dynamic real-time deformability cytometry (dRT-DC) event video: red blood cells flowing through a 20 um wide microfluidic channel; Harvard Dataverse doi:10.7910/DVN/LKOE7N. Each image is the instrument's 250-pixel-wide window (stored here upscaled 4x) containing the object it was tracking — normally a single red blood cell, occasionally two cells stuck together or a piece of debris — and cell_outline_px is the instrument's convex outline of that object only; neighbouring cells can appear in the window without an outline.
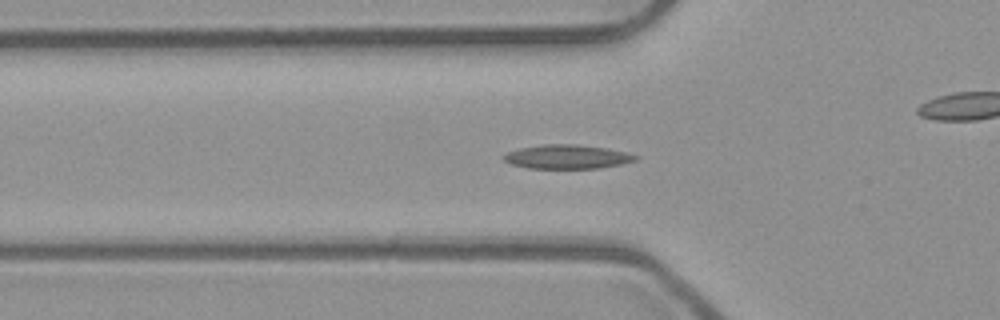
{"species": "common noctule bat (a hibernating species)", "species_latin": "Nyctalus noctula", "temperature_condition": "room temperature", "stored_images_in_passage": 37, "camera_frame_rate_fps": 3000, "um_per_image_px": 0.085, "animal": {"sex": "male", "body_mass_g": 23.1, "forearm_length_mm": 52.7}, "frame": {"image": 1, "passage_image": 2, "time_ms": 0.333, "image_size_px": [1000, 320], "cell_outline_px": [[640, 156], [636, 160], [620, 164], [600, 168], [528, 168], [512, 164], [504, 160], [500, 156], [508, 152], [520, 148], [544, 144], [576, 144], [604, 148], [624, 152]], "centroid_in_image_um": [48.18, 13.32], "position_along_channel_um": 77.6, "area_um2": 18.26}}
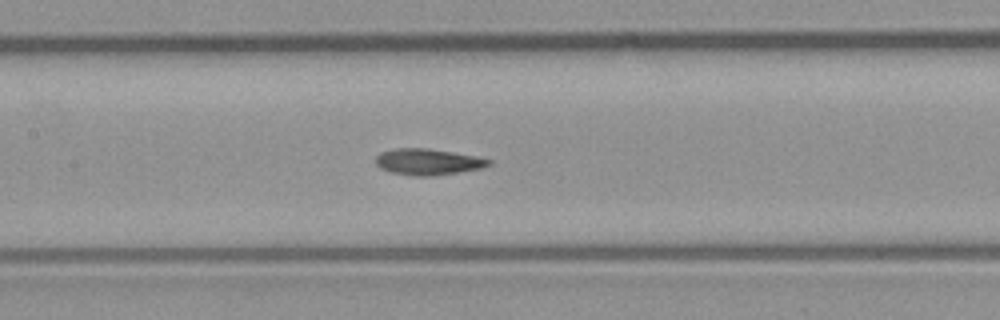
{"frame": {"image": 2, "passage_image": 9, "time_ms": 2.667, "image_size_px": [1000, 320], "cell_outline_px": [[492, 164], [484, 168], [460, 172], [432, 176], [412, 176], [388, 172], [380, 168], [376, 164], [376, 156], [380, 152], [396, 148], [428, 148], [476, 156], [492, 160]], "centroid_in_image_um": [36.38, 13.76], "position_along_channel_um": 171.0, "area_um2": 17.51}}
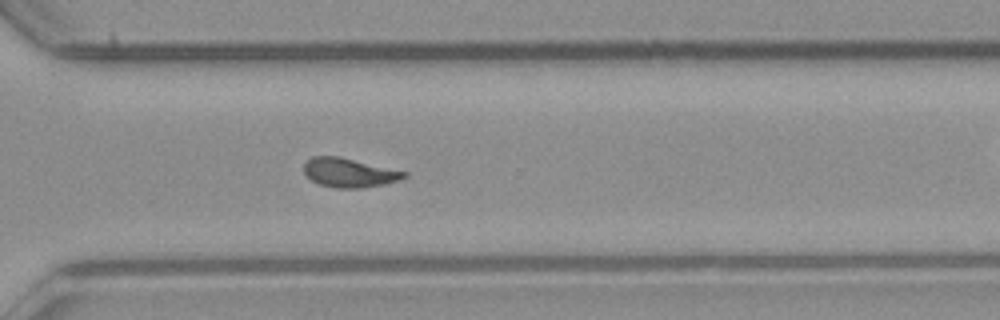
{"frame": {"image": 3, "passage_image": 22, "time_ms": 7.0, "image_size_px": [1000, 320], "cell_outline_px": [[408, 176], [400, 180], [384, 184], [360, 188], [336, 188], [320, 184], [312, 180], [304, 172], [304, 164], [312, 156], [340, 156], [408, 172]], "centroid_in_image_um": [29.71, 14.67], "position_along_channel_um": 340.9, "area_um2": 16.99}, "authors_computed_cell_mechanics": {"area_um2": 16.9354, "velocity_mm_per_s": 3.9362, "shape_relaxation_time_tau1_ms": 10.3316, "shape_relaxation_time_tau2_ms": 3.2162, "deformation_change_tau1": 0.2775, "deformation_change_tau2": 0.0815}}